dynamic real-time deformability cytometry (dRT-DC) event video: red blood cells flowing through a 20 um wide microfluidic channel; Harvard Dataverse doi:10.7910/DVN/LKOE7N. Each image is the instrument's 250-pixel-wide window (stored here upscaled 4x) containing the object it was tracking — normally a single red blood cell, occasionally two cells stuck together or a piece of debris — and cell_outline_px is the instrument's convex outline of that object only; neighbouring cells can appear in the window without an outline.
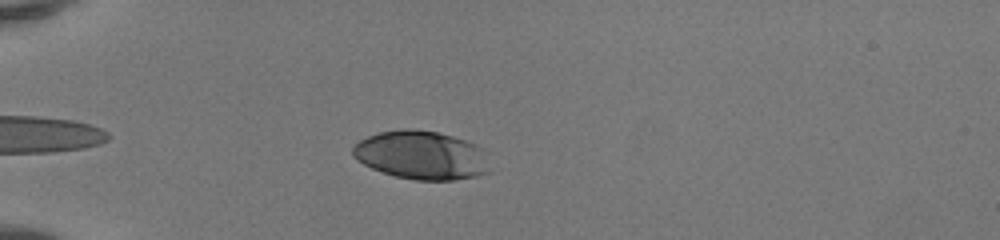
{"species": "human", "species_latin": "Homo sapiens", "temperature_condition": "room temperature", "stored_images_in_passage": 36, "camera_frame_rate_fps": 3000, "um_per_image_px": 0.085, "donor": {"sex": "female"}, "frame": {"image": 1, "passage_image": 5, "time_ms": 1.333, "image_size_px": [1000, 240], "cell_outline_px": [[492, 172], [476, 176], [452, 180], [416, 180], [396, 176], [372, 168], [356, 160], [352, 156], [352, 148], [360, 140], [368, 136], [380, 132], [404, 128], [412, 128], [440, 132], [476, 144], [480, 148]], "centroid_in_image_um": [35.8, 13.18], "position_along_channel_um": 49.2, "area_um2": 38.73}}
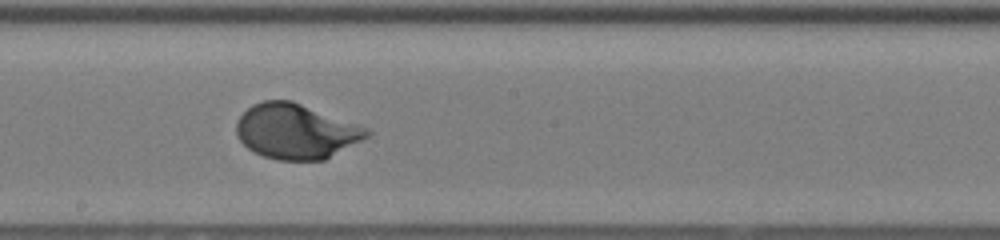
{"frame": {"image": 2, "passage_image": 20, "time_ms": 6.333, "image_size_px": [1000, 240], "cell_outline_px": [[372, 132], [368, 136], [324, 160], [276, 160], [264, 156], [248, 148], [240, 140], [236, 132], [236, 124], [240, 116], [252, 104], [264, 100], [292, 100], [368, 128]], "centroid_in_image_um": [25.14, 11.16], "position_along_channel_um": 223.1, "area_um2": 41.5}}
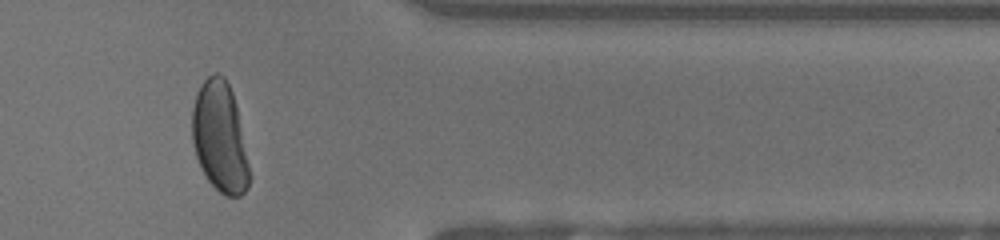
{"frame": {"image": 3, "passage_image": 33, "time_ms": 10.667, "image_size_px": [1000, 240], "cell_outline_px": [[252, 176], [248, 188], [240, 196], [224, 196], [208, 180], [196, 156], [192, 140], [192, 108], [196, 92], [200, 84], [212, 72], [216, 72], [224, 76], [232, 92], [236, 104]], "centroid_in_image_um": [18.7, 11.65], "position_along_channel_um": 392.7, "area_um2": 37.17}, "authors_computed_cell_mechanics": {"area_um2": 40.46, "velocity_mm_per_s": 4.1308, "shape_relaxation_time_tau1_ms": 2.9117, "shape_relaxation_time_tau2_ms": null, "deformation_change_tau1": 0.1875, "deformation_change_tau2": null}}